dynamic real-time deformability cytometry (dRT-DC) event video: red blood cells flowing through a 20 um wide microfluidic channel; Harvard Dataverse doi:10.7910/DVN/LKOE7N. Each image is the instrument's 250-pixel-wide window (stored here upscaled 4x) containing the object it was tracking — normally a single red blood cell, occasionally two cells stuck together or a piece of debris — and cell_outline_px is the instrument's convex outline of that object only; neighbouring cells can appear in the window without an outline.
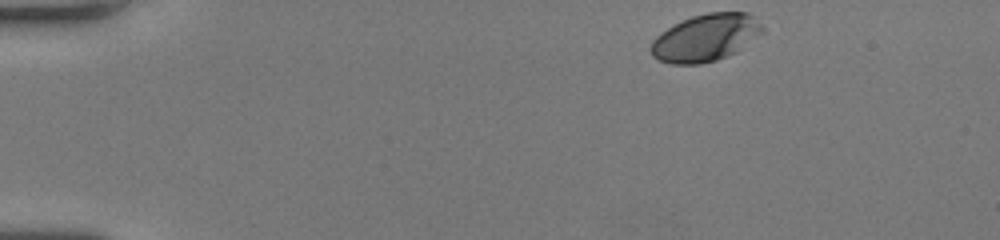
{"species": "human", "species_latin": "Homo sapiens", "temperature_condition": "room temperature", "stored_images_in_passage": 45, "camera_frame_rate_fps": 3000, "um_per_image_px": 0.085, "donor": {"sex": "female"}, "frame": {"image": 1, "passage_image": 1, "time_ms": 0.0, "image_size_px": [1000, 240], "cell_outline_px": [[768, 28], [764, 32], [736, 52], [728, 56], [716, 60], [700, 64], [672, 64], [660, 60], [652, 56], [648, 48], [652, 40], [656, 36], [680, 20], [692, 16], [708, 12], [748, 12]], "centroid_in_image_um": [60.0, 3.2], "position_along_channel_um": 25.0, "area_um2": 31.1}}
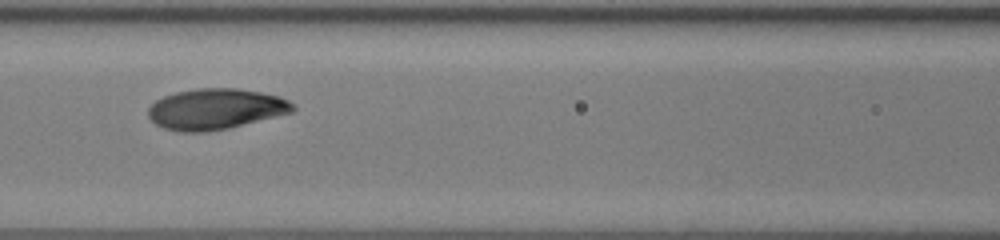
{"frame": {"image": 2, "passage_image": 18, "time_ms": 5.667, "image_size_px": [1000, 240], "cell_outline_px": [[296, 108], [292, 112], [228, 128], [204, 132], [180, 132], [164, 128], [156, 124], [148, 116], [148, 108], [156, 100], [164, 96], [176, 92], [196, 88], [236, 88], [260, 92], [280, 96], [288, 100]], "centroid_in_image_um": [18.31, 9.26], "position_along_channel_um": 148.3, "area_um2": 34.22}}
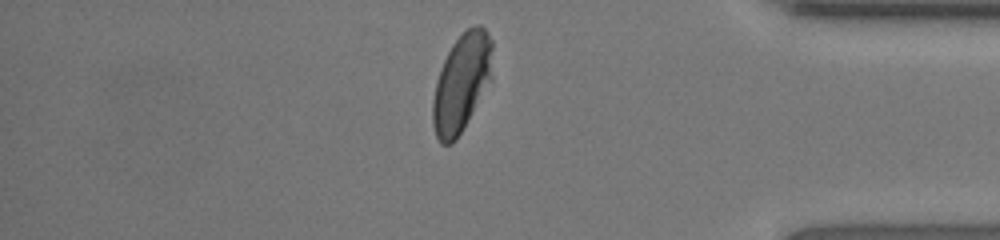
{"frame": {"image": 3, "passage_image": 38, "time_ms": 12.333, "image_size_px": [1000, 240], "cell_outline_px": [[492, 80], [456, 140], [452, 144], [440, 144], [436, 136], [432, 124], [432, 100], [436, 80], [440, 68], [452, 44], [468, 28], [476, 24], [480, 24], [484, 28], [492, 40]], "centroid_in_image_um": [39.23, 7.05], "position_along_channel_um": 396.0, "area_um2": 34.33}, "authors_computed_cell_mechanics": {"area_um2": 33.6396, "velocity_mm_per_s": 4.0547, "shape_relaxation_time_tau1_ms": 3.4178, "shape_relaxation_time_tau2_ms": 0.8064, "deformation_change_tau1": 0.1489, "deformation_change_tau2": 0.0404}}